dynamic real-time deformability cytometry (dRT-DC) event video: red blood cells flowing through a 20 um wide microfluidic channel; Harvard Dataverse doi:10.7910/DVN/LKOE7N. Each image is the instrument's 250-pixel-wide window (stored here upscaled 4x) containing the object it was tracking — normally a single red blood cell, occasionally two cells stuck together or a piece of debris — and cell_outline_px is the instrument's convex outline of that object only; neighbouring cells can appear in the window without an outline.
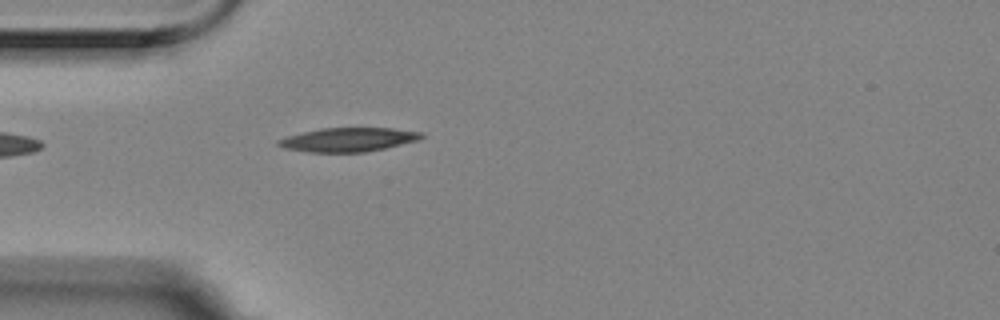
{"species": "Egyptian fruit bat (a non-hibernating species)", "species_latin": "Rousettus aegyptiacus", "temperature_condition": "room temperature", "stored_images_in_passage": 1, "camera_frame_rate_fps": 3000, "um_per_image_px": 0.085, "animal": {"sex": "female"}, "frame": {"image": 1, "passage_image": 1, "time_ms": 0.0, "image_size_px": [1000, 320], "cell_outline_px": [[424, 136], [420, 140], [384, 148], [364, 152], [308, 152], [284, 148], [276, 144], [276, 140], [288, 136], [320, 128], [392, 128], [424, 132]], "centroid_in_image_um": [29.62, 11.86], "position_along_channel_um": 55.4, "area_um2": 19.94}}